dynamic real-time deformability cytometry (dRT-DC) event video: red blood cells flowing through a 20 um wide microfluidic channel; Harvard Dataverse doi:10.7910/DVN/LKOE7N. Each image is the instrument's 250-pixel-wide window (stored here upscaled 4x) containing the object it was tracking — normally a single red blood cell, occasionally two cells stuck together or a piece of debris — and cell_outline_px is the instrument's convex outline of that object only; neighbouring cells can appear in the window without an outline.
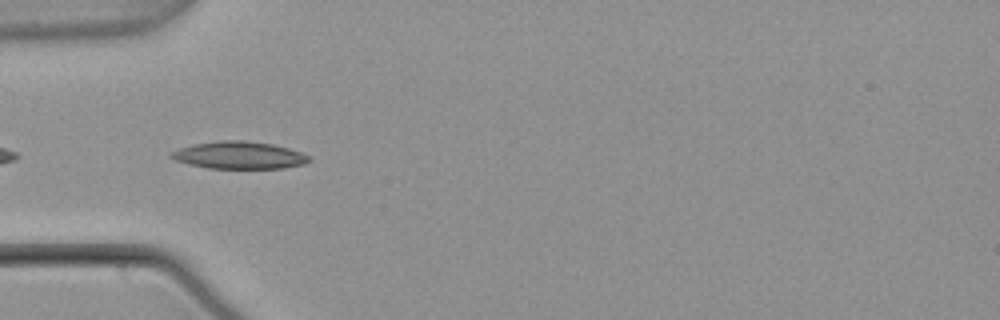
{"species": "common noctule bat (a hibernating species)", "species_latin": "Nyctalus noctula", "temperature_condition": "warm", "stored_images_in_passage": 6, "camera_frame_rate_fps": 3000, "um_per_image_px": 0.085, "animal": {"sex": "male", "body_mass_g": 21.5, "forearm_length_mm": 52.0}, "frame": {"image": 1, "passage_image": 2, "time_ms": 0.333, "image_size_px": [1000, 320], "cell_outline_px": [[312, 160], [304, 164], [284, 168], [208, 168], [188, 164], [176, 160], [168, 156], [168, 152], [192, 144], [224, 140], [244, 140], [272, 144], [288, 148], [300, 152], [308, 156]], "centroid_in_image_um": [20.3, 13.19], "position_along_channel_um": 64.7, "area_um2": 21.96}}